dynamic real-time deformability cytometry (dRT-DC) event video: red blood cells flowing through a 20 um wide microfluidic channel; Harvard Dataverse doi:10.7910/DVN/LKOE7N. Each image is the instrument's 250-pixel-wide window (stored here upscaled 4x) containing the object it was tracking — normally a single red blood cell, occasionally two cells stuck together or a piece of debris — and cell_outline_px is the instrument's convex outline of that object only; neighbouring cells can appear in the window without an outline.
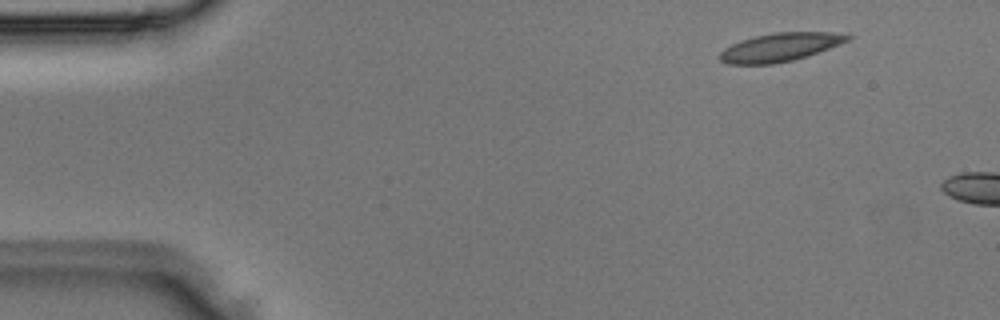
{"species": "Egyptian fruit bat (a non-hibernating species)", "species_latin": "Rousettus aegyptiacus", "temperature_condition": "room temperature", "stored_images_in_passage": 2, "camera_frame_rate_fps": 3000, "um_per_image_px": 0.085, "animal": {"sex": "male"}, "frame": {"image": 1, "passage_image": 1, "time_ms": 0.0, "image_size_px": [1000, 320], "cell_outline_px": [[852, 40], [792, 60], [772, 64], [728, 64], [720, 60], [716, 56], [724, 48], [740, 40], [772, 32], [832, 32], [852, 36]], "centroid_in_image_um": [66.26, 4.0], "position_along_channel_um": 18.7, "area_um2": 21.04}}